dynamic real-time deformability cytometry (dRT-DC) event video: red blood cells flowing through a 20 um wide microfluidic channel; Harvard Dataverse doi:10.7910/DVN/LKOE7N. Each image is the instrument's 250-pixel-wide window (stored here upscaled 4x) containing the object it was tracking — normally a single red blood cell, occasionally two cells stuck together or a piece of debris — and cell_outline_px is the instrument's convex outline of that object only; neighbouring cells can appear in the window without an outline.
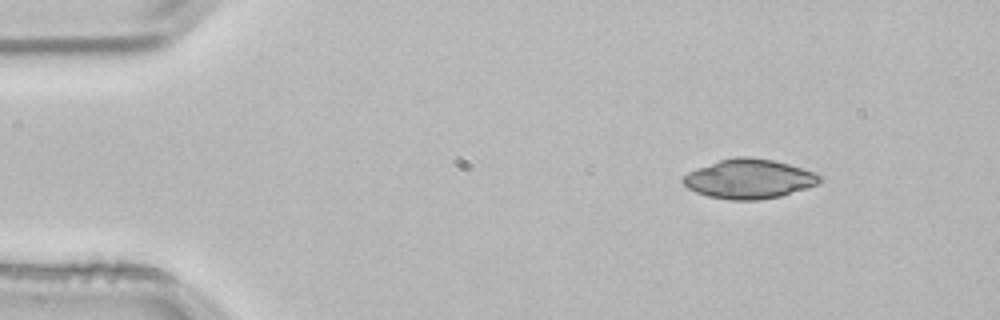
{"species": "common noctule bat (a hibernating species)", "species_latin": "Nyctalus noctula", "temperature_condition": "room temperature", "stored_images_in_passage": 3, "camera_frame_rate_fps": 3000, "um_per_image_px": 0.085, "animal": {"sex": "male", "body_mass_g": 21.5, "forearm_length_mm": 52.0}, "frame": {"image": 1, "passage_image": 3, "time_ms": 0.667, "image_size_px": [1000, 320], "cell_outline_px": [[824, 176], [820, 184], [780, 196], [760, 200], [732, 200], [708, 196], [696, 192], [688, 188], [680, 180], [688, 172], [696, 168], [720, 160], [736, 156], [744, 156], [772, 160], [788, 164], [816, 172]], "centroid_in_image_um": [63.7, 15.21], "position_along_channel_um": 21.3, "area_um2": 31.5}}